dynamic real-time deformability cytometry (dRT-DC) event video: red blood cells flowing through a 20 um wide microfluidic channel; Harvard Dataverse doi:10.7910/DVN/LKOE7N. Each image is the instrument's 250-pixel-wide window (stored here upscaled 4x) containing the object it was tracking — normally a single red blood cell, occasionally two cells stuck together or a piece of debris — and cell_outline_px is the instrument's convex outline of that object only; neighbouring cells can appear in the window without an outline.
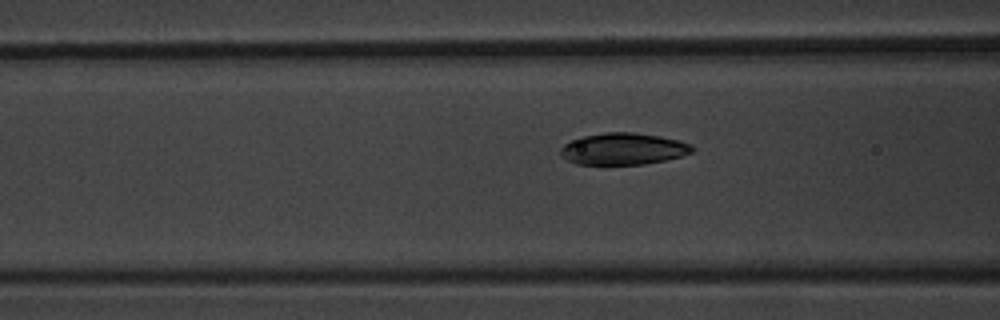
{"species": "common noctule bat (a hibernating species)", "species_latin": "Nyctalus noctula", "temperature_condition": "warm", "stored_images_in_passage": 5, "camera_frame_rate_fps": 3000, "um_per_image_px": 0.085, "animal": {"sex": "male", "body_mass_g": 20.1, "forearm_length_mm": 53.5}, "frame": {"image": 1, "passage_image": 5, "time_ms": 4.667, "image_size_px": [1000, 320], "cell_outline_px": [[696, 148], [692, 152], [680, 156], [664, 160], [644, 164], [576, 164], [560, 156], [560, 148], [564, 144], [580, 136], [604, 132], [632, 132], [660, 136], [680, 140], [692, 144]], "centroid_in_image_um": [52.97, 12.64], "position_along_channel_um": 113.6, "area_um2": 24.51}}